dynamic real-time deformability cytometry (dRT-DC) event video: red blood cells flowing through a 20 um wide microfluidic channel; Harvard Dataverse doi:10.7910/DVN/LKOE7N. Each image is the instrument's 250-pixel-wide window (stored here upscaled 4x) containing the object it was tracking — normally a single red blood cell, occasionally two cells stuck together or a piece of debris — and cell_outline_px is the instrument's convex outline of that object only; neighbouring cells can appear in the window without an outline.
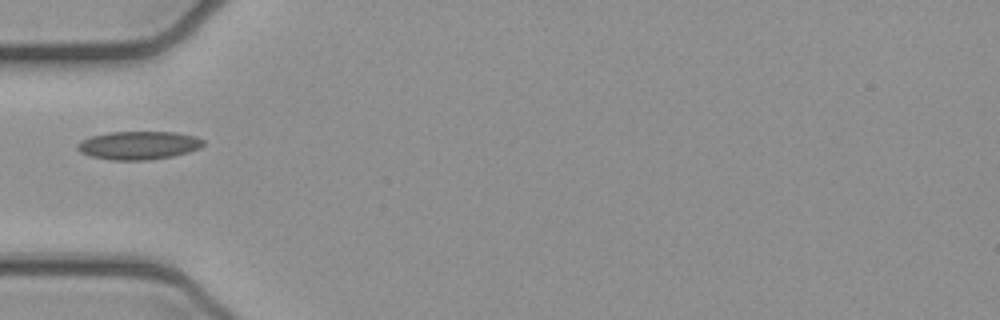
{"species": "common noctule bat (a hibernating species)", "species_latin": "Nyctalus noctula", "temperature_condition": "cold", "stored_images_in_passage": 6, "camera_frame_rate_fps": 3000, "um_per_image_px": 0.085, "animal": {"sex": "female", "body_mass_g": 21.9}, "frame": {"image": 1, "passage_image": 5, "time_ms": 1.333, "image_size_px": [1000, 320], "cell_outline_px": [[204, 144], [200, 148], [188, 152], [172, 156], [148, 160], [112, 160], [92, 156], [80, 152], [76, 148], [76, 144], [80, 140], [92, 136], [108, 132], [176, 132], [196, 136], [204, 140]], "centroid_in_image_um": [11.78, 12.35], "position_along_channel_um": 73.2, "area_um2": 20.81}}
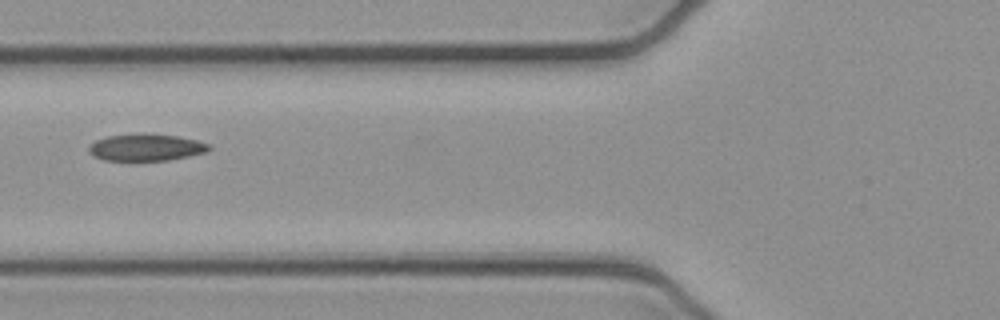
{"frame": {"image": 2, "passage_image": 6, "time_ms": 1.667, "image_size_px": [1000, 320], "cell_outline_px": [[212, 148], [208, 152], [168, 160], [104, 160], [92, 156], [88, 152], [88, 148], [96, 140], [108, 136], [140, 132], [176, 136], [196, 140], [208, 144]], "centroid_in_image_um": [12.4, 12.52], "position_along_channel_um": 113.4, "area_um2": 18.96}}